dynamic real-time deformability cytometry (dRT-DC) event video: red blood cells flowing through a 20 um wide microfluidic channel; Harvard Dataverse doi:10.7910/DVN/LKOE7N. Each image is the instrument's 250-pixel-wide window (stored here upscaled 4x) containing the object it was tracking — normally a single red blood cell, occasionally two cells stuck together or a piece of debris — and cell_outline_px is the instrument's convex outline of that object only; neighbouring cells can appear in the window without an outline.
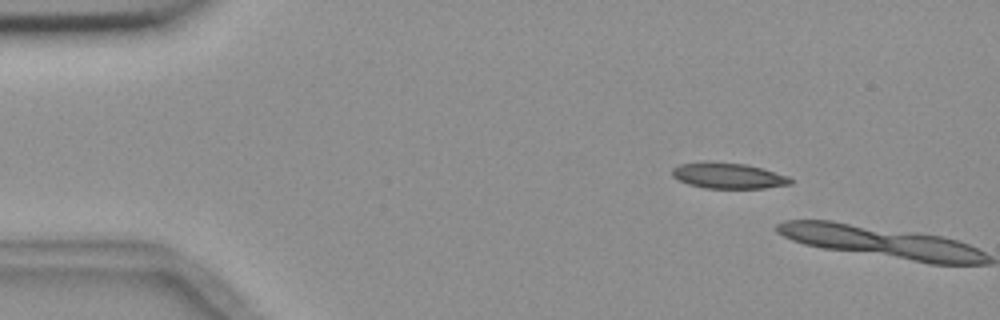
{"species": "common noctule bat (a hibernating species)", "species_latin": "Nyctalus noctula", "temperature_condition": "room temperature", "stored_images_in_passage": 6, "camera_frame_rate_fps": 3000, "um_per_image_px": 0.085, "animal": {"sex": "female", "body_mass_g": 18.4}, "frame": {"image": 1, "passage_image": 1, "time_ms": 0.0, "image_size_px": [1000, 320], "cell_outline_px": [[792, 184], [764, 188], [704, 188], [688, 184], [672, 176], [672, 168], [680, 164], [708, 160], [748, 164], [764, 168], [788, 176], [792, 180]], "centroid_in_image_um": [61.9, 14.91], "position_along_channel_um": 23.1, "area_um2": 18.09}}